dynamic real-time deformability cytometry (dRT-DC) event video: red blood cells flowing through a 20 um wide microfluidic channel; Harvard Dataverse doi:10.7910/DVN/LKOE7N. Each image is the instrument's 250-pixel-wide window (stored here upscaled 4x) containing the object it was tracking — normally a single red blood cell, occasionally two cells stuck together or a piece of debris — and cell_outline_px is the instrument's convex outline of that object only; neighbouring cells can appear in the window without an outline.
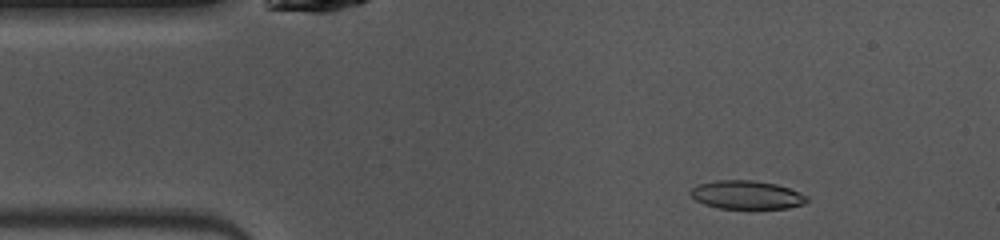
{"species": "common noctule bat (a hibernating species)", "species_latin": "Nyctalus noctula", "temperature_condition": "warm", "stored_images_in_passage": 48, "camera_frame_rate_fps": 3000, "um_per_image_px": 0.085, "animal": {"sex": "female", "body_mass_g": 10.0, "forearm_length_mm": 53.1}, "frame": {"image": 1, "passage_image": 6, "time_ms": 1.667, "image_size_px": [1000, 240], "cell_outline_px": [[808, 200], [804, 204], [788, 208], [720, 208], [704, 204], [696, 200], [688, 192], [692, 188], [700, 184], [716, 180], [752, 180], [776, 184], [788, 188], [808, 196]], "centroid_in_image_um": [63.47, 16.56], "position_along_channel_um": 21.5, "area_um2": 19.13}}
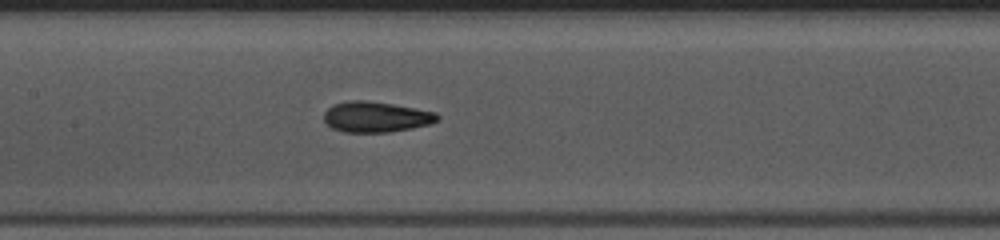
{"frame": {"image": 2, "passage_image": 21, "time_ms": 6.667, "image_size_px": [1000, 240], "cell_outline_px": [[440, 120], [428, 124], [412, 128], [388, 132], [344, 132], [332, 128], [324, 120], [324, 112], [332, 104], [352, 100], [364, 100], [392, 104], [436, 112], [440, 116]], "centroid_in_image_um": [31.95, 9.93], "position_along_channel_um": 175.4, "area_um2": 20.17}}
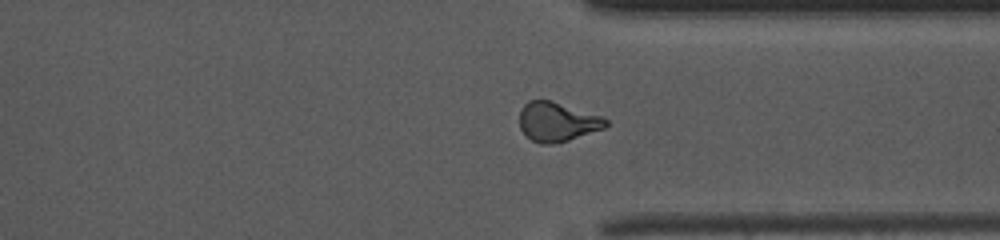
{"frame": {"image": 3, "passage_image": 35, "time_ms": 11.333, "image_size_px": [1000, 240], "cell_outline_px": [[608, 124], [604, 128], [568, 140], [552, 144], [540, 144], [532, 140], [520, 128], [520, 108], [528, 100], [552, 100], [604, 116], [608, 120]], "centroid_in_image_um": [47.38, 10.33], "position_along_channel_um": 364.0, "area_um2": 19.88}, "authors_computed_cell_mechanics": {"area_um2": 19.652, "velocity_mm_per_s": 4.0601, "shape_relaxation_time_tau1_ms": 4.1324, "shape_relaxation_time_tau2_ms": 1.6549, "deformation_change_tau1": 0.1783, "deformation_change_tau2": 0.0937}}